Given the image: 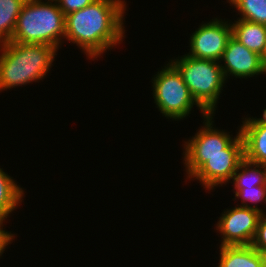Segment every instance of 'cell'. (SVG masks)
Segmentation results:
<instances>
[{
    "label": "cell",
    "mask_w": 266,
    "mask_h": 267,
    "mask_svg": "<svg viewBox=\"0 0 266 267\" xmlns=\"http://www.w3.org/2000/svg\"><path fill=\"white\" fill-rule=\"evenodd\" d=\"M61 38L65 39V15L57 3L27 0L17 18L11 41L45 44L58 49Z\"/></svg>",
    "instance_id": "cell-3"
},
{
    "label": "cell",
    "mask_w": 266,
    "mask_h": 267,
    "mask_svg": "<svg viewBox=\"0 0 266 267\" xmlns=\"http://www.w3.org/2000/svg\"><path fill=\"white\" fill-rule=\"evenodd\" d=\"M23 188L0 168V224L17 209L23 198Z\"/></svg>",
    "instance_id": "cell-14"
},
{
    "label": "cell",
    "mask_w": 266,
    "mask_h": 267,
    "mask_svg": "<svg viewBox=\"0 0 266 267\" xmlns=\"http://www.w3.org/2000/svg\"><path fill=\"white\" fill-rule=\"evenodd\" d=\"M261 60H262L263 65L266 67V45H265L264 52L261 56Z\"/></svg>",
    "instance_id": "cell-22"
},
{
    "label": "cell",
    "mask_w": 266,
    "mask_h": 267,
    "mask_svg": "<svg viewBox=\"0 0 266 267\" xmlns=\"http://www.w3.org/2000/svg\"><path fill=\"white\" fill-rule=\"evenodd\" d=\"M152 80L153 97L163 116L181 120L189 115L194 105L200 109L203 117L207 115L193 99L180 72L171 62L158 71Z\"/></svg>",
    "instance_id": "cell-6"
},
{
    "label": "cell",
    "mask_w": 266,
    "mask_h": 267,
    "mask_svg": "<svg viewBox=\"0 0 266 267\" xmlns=\"http://www.w3.org/2000/svg\"><path fill=\"white\" fill-rule=\"evenodd\" d=\"M240 127L244 141L245 158L266 166V120L245 118Z\"/></svg>",
    "instance_id": "cell-11"
},
{
    "label": "cell",
    "mask_w": 266,
    "mask_h": 267,
    "mask_svg": "<svg viewBox=\"0 0 266 267\" xmlns=\"http://www.w3.org/2000/svg\"><path fill=\"white\" fill-rule=\"evenodd\" d=\"M237 133L235 139L225 148V154L184 156L187 177L199 180L207 190L229 182L245 158L244 141L240 128Z\"/></svg>",
    "instance_id": "cell-5"
},
{
    "label": "cell",
    "mask_w": 266,
    "mask_h": 267,
    "mask_svg": "<svg viewBox=\"0 0 266 267\" xmlns=\"http://www.w3.org/2000/svg\"><path fill=\"white\" fill-rule=\"evenodd\" d=\"M235 197L242 198V205L244 207H251L256 210H260L263 213L262 209H259L257 205L250 206L249 203H261L262 201L266 202V185L252 186V187H244L241 190H235Z\"/></svg>",
    "instance_id": "cell-18"
},
{
    "label": "cell",
    "mask_w": 266,
    "mask_h": 267,
    "mask_svg": "<svg viewBox=\"0 0 266 267\" xmlns=\"http://www.w3.org/2000/svg\"><path fill=\"white\" fill-rule=\"evenodd\" d=\"M218 267H266V256L251 245L220 246Z\"/></svg>",
    "instance_id": "cell-12"
},
{
    "label": "cell",
    "mask_w": 266,
    "mask_h": 267,
    "mask_svg": "<svg viewBox=\"0 0 266 267\" xmlns=\"http://www.w3.org/2000/svg\"><path fill=\"white\" fill-rule=\"evenodd\" d=\"M232 180L235 184V190H241L244 187L266 185V166L244 158L235 171Z\"/></svg>",
    "instance_id": "cell-15"
},
{
    "label": "cell",
    "mask_w": 266,
    "mask_h": 267,
    "mask_svg": "<svg viewBox=\"0 0 266 267\" xmlns=\"http://www.w3.org/2000/svg\"><path fill=\"white\" fill-rule=\"evenodd\" d=\"M14 235L11 232L3 230L2 224H0V256L4 253L6 246L14 240Z\"/></svg>",
    "instance_id": "cell-21"
},
{
    "label": "cell",
    "mask_w": 266,
    "mask_h": 267,
    "mask_svg": "<svg viewBox=\"0 0 266 267\" xmlns=\"http://www.w3.org/2000/svg\"><path fill=\"white\" fill-rule=\"evenodd\" d=\"M263 118L266 120V109L263 110Z\"/></svg>",
    "instance_id": "cell-23"
},
{
    "label": "cell",
    "mask_w": 266,
    "mask_h": 267,
    "mask_svg": "<svg viewBox=\"0 0 266 267\" xmlns=\"http://www.w3.org/2000/svg\"><path fill=\"white\" fill-rule=\"evenodd\" d=\"M221 61H224V66L223 64L220 65L225 80L230 75L237 78H250L266 73V67L262 63L261 56L250 51L233 36L227 42L220 63Z\"/></svg>",
    "instance_id": "cell-9"
},
{
    "label": "cell",
    "mask_w": 266,
    "mask_h": 267,
    "mask_svg": "<svg viewBox=\"0 0 266 267\" xmlns=\"http://www.w3.org/2000/svg\"><path fill=\"white\" fill-rule=\"evenodd\" d=\"M27 0H0V44L11 41L17 18Z\"/></svg>",
    "instance_id": "cell-16"
},
{
    "label": "cell",
    "mask_w": 266,
    "mask_h": 267,
    "mask_svg": "<svg viewBox=\"0 0 266 267\" xmlns=\"http://www.w3.org/2000/svg\"><path fill=\"white\" fill-rule=\"evenodd\" d=\"M263 213L251 207L238 206L227 209L216 225L224 245H251Z\"/></svg>",
    "instance_id": "cell-7"
},
{
    "label": "cell",
    "mask_w": 266,
    "mask_h": 267,
    "mask_svg": "<svg viewBox=\"0 0 266 267\" xmlns=\"http://www.w3.org/2000/svg\"><path fill=\"white\" fill-rule=\"evenodd\" d=\"M232 36L250 51L262 56L266 45V25L243 19L231 23Z\"/></svg>",
    "instance_id": "cell-13"
},
{
    "label": "cell",
    "mask_w": 266,
    "mask_h": 267,
    "mask_svg": "<svg viewBox=\"0 0 266 267\" xmlns=\"http://www.w3.org/2000/svg\"><path fill=\"white\" fill-rule=\"evenodd\" d=\"M241 17L249 22L266 25V0H228Z\"/></svg>",
    "instance_id": "cell-17"
},
{
    "label": "cell",
    "mask_w": 266,
    "mask_h": 267,
    "mask_svg": "<svg viewBox=\"0 0 266 267\" xmlns=\"http://www.w3.org/2000/svg\"><path fill=\"white\" fill-rule=\"evenodd\" d=\"M232 36L231 24L227 21L214 20L201 24L190 36V52L186 55L220 62L227 42Z\"/></svg>",
    "instance_id": "cell-8"
},
{
    "label": "cell",
    "mask_w": 266,
    "mask_h": 267,
    "mask_svg": "<svg viewBox=\"0 0 266 267\" xmlns=\"http://www.w3.org/2000/svg\"><path fill=\"white\" fill-rule=\"evenodd\" d=\"M95 0H58L56 3L64 15L83 9Z\"/></svg>",
    "instance_id": "cell-20"
},
{
    "label": "cell",
    "mask_w": 266,
    "mask_h": 267,
    "mask_svg": "<svg viewBox=\"0 0 266 267\" xmlns=\"http://www.w3.org/2000/svg\"><path fill=\"white\" fill-rule=\"evenodd\" d=\"M251 246L266 256V214L264 213L259 219L257 232Z\"/></svg>",
    "instance_id": "cell-19"
},
{
    "label": "cell",
    "mask_w": 266,
    "mask_h": 267,
    "mask_svg": "<svg viewBox=\"0 0 266 267\" xmlns=\"http://www.w3.org/2000/svg\"><path fill=\"white\" fill-rule=\"evenodd\" d=\"M0 91L43 79L55 60L57 48L13 41L0 44Z\"/></svg>",
    "instance_id": "cell-2"
},
{
    "label": "cell",
    "mask_w": 266,
    "mask_h": 267,
    "mask_svg": "<svg viewBox=\"0 0 266 267\" xmlns=\"http://www.w3.org/2000/svg\"><path fill=\"white\" fill-rule=\"evenodd\" d=\"M171 63L180 72L196 103L207 113L214 114L225 77L218 61L183 55Z\"/></svg>",
    "instance_id": "cell-4"
},
{
    "label": "cell",
    "mask_w": 266,
    "mask_h": 267,
    "mask_svg": "<svg viewBox=\"0 0 266 267\" xmlns=\"http://www.w3.org/2000/svg\"><path fill=\"white\" fill-rule=\"evenodd\" d=\"M50 1H51V2H57L58 0H48V2H50Z\"/></svg>",
    "instance_id": "cell-24"
},
{
    "label": "cell",
    "mask_w": 266,
    "mask_h": 267,
    "mask_svg": "<svg viewBox=\"0 0 266 267\" xmlns=\"http://www.w3.org/2000/svg\"><path fill=\"white\" fill-rule=\"evenodd\" d=\"M213 114H207L204 126L184 145V156L225 154V148L235 139L229 133L213 127ZM214 128V129H213Z\"/></svg>",
    "instance_id": "cell-10"
},
{
    "label": "cell",
    "mask_w": 266,
    "mask_h": 267,
    "mask_svg": "<svg viewBox=\"0 0 266 267\" xmlns=\"http://www.w3.org/2000/svg\"><path fill=\"white\" fill-rule=\"evenodd\" d=\"M122 0H95L92 4L65 16V39L76 43L90 58L120 44L125 33L126 10Z\"/></svg>",
    "instance_id": "cell-1"
}]
</instances>
